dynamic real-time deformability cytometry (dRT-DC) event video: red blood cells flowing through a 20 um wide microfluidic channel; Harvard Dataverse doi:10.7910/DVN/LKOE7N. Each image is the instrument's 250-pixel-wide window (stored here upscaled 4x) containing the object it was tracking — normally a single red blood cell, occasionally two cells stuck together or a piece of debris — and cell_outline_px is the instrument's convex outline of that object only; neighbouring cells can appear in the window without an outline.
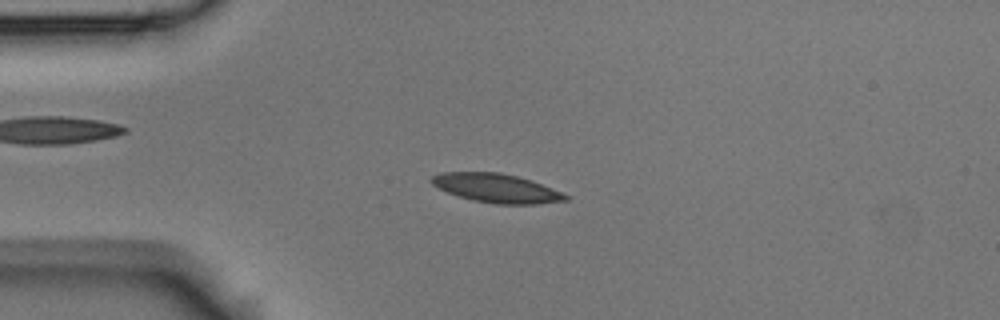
{"species": "Egyptian fruit bat (a non-hibernating species)", "species_latin": "Rousettus aegyptiacus", "temperature_condition": "room temperature", "stored_images_in_passage": 7, "camera_frame_rate_fps": 3000, "um_per_image_px": 0.085, "animal": {"sex": "male"}, "frame": {"image": 1, "passage_image": 2, "time_ms": 0.333, "image_size_px": [1000, 320], "cell_outline_px": [[568, 200], [536, 204], [496, 204], [472, 200], [448, 192], [432, 184], [428, 180], [432, 176], [440, 172], [500, 172], [532, 180], [560, 192], [568, 196]], "centroid_in_image_um": [42.17, 15.98], "position_along_channel_um": 42.8, "area_um2": 22.37}}
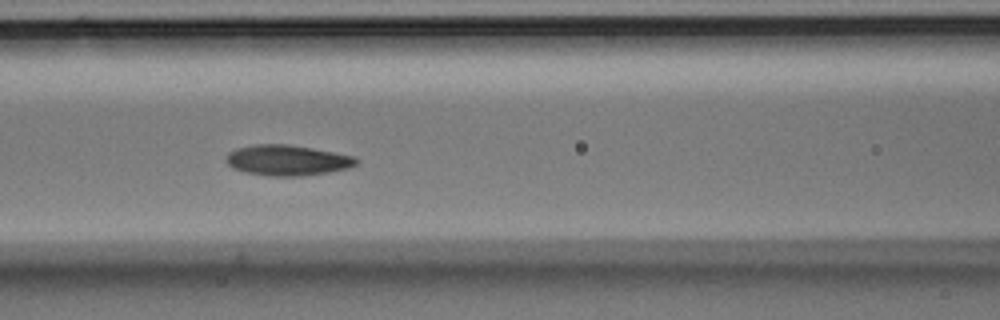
{"frame": {"image": 2, "passage_image": 5, "time_ms": 1.333, "image_size_px": [1000, 320], "cell_outline_px": [[360, 160], [356, 164], [348, 168], [328, 172], [300, 176], [268, 176], [248, 172], [232, 168], [224, 160], [228, 152], [236, 148], [252, 144], [288, 144], [312, 148], [356, 156]], "centroid_in_image_um": [24.41, 13.61], "position_along_channel_um": 142.2, "area_um2": 23.29}}
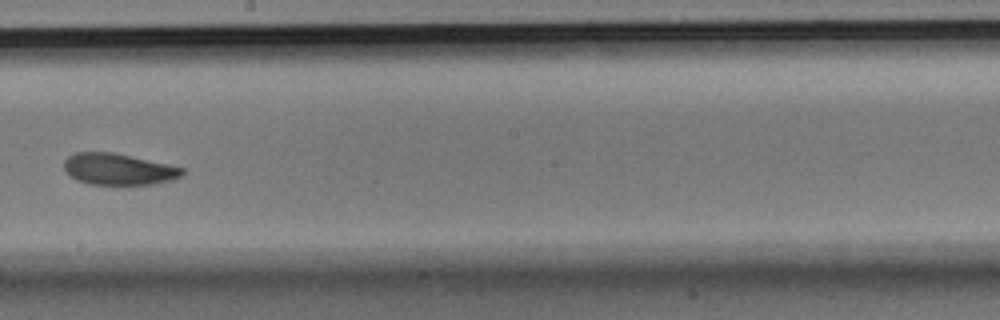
{"frame": {"image": 3, "passage_image": 7, "time_ms": 2.0, "image_size_px": [1000, 320], "cell_outline_px": [[184, 172], [180, 176], [172, 180], [152, 184], [88, 184], [76, 180], [64, 168], [64, 160], [68, 156], [76, 152], [112, 152], [168, 164], [184, 168]], "centroid_in_image_um": [10.06, 14.38], "position_along_channel_um": 238.1, "area_um2": 21.44}}